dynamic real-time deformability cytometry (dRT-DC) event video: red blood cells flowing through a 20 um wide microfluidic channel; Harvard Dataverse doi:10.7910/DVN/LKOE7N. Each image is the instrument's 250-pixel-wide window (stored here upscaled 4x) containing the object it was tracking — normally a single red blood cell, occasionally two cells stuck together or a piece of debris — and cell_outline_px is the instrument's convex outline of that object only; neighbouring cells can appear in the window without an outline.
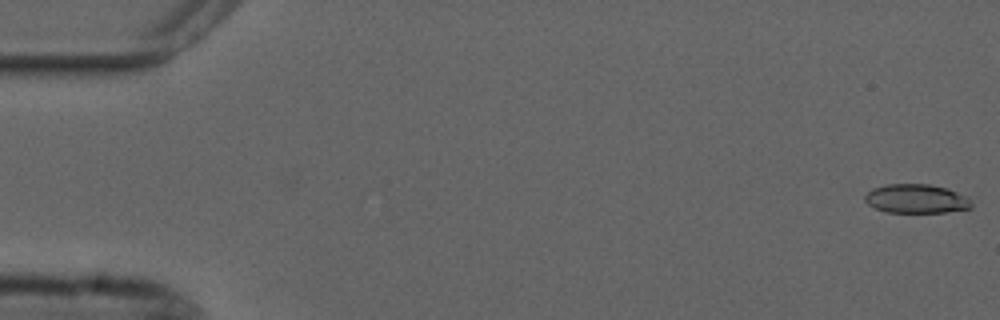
{"species": "common noctule bat (a hibernating species)", "species_latin": "Nyctalus noctula", "temperature_condition": "cold", "stored_images_in_passage": 16, "camera_frame_rate_fps": 3000, "um_per_image_px": 0.085, "animal": {"sex": "male", "forearm_length_mm": 52.5}, "frame": {"image": 1, "passage_image": 1, "time_ms": 0.0, "image_size_px": [1000, 320], "cell_outline_px": [[972, 208], [944, 212], [884, 212], [868, 204], [864, 200], [864, 196], [872, 188], [888, 184], [928, 184], [948, 188], [968, 196], [972, 200]], "centroid_in_image_um": [77.91, 16.89], "position_along_channel_um": 7.1, "area_um2": 18.15}}
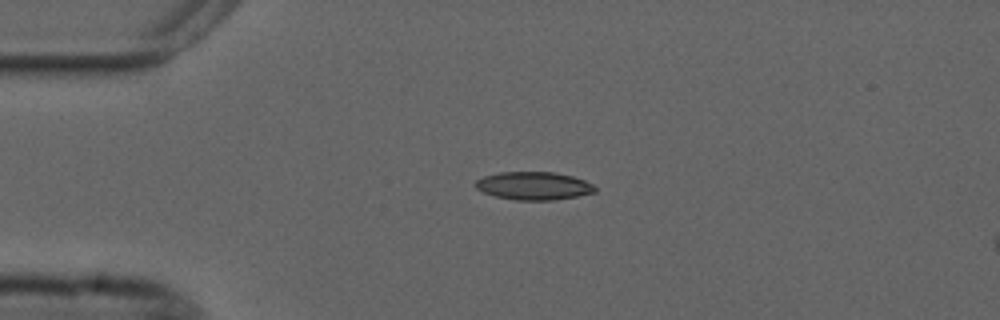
{"frame": {"image": 2, "passage_image": 13, "time_ms": 4.0, "image_size_px": [1000, 320], "cell_outline_px": [[596, 192], [556, 200], [516, 200], [496, 196], [484, 192], [476, 188], [476, 180], [484, 176], [500, 172], [556, 172], [572, 176], [584, 180], [592, 184], [596, 188]], "centroid_in_image_um": [45.38, 15.79], "position_along_channel_um": 39.6, "area_um2": 19.42}}